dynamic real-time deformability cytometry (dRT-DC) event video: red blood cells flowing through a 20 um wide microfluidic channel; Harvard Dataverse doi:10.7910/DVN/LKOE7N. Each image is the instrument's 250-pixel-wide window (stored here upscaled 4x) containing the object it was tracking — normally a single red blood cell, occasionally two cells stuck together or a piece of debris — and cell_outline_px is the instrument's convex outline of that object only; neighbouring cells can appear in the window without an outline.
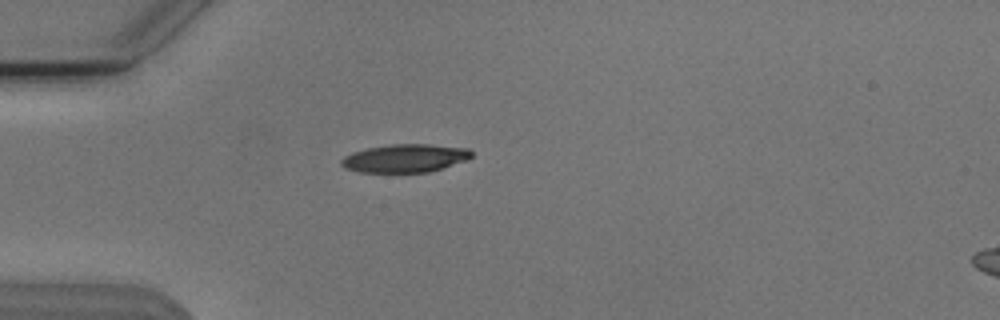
{"species": "Egyptian fruit bat (a non-hibernating species)", "species_latin": "Rousettus aegyptiacus", "temperature_condition": "cold", "stored_images_in_passage": 39, "camera_frame_rate_fps": 3000, "um_per_image_px": 0.085, "animal": {"sex": "male"}, "frame": {"image": 1, "passage_image": 1, "time_ms": 0.0, "image_size_px": [1000, 320], "cell_outline_px": [[472, 156], [464, 160], [428, 172], [360, 172], [344, 168], [340, 164], [340, 160], [344, 156], [352, 152], [368, 148], [388, 144], [432, 144], [468, 148], [472, 152]], "centroid_in_image_um": [34.37, 13.44], "position_along_channel_um": 50.6, "area_um2": 21.27}}
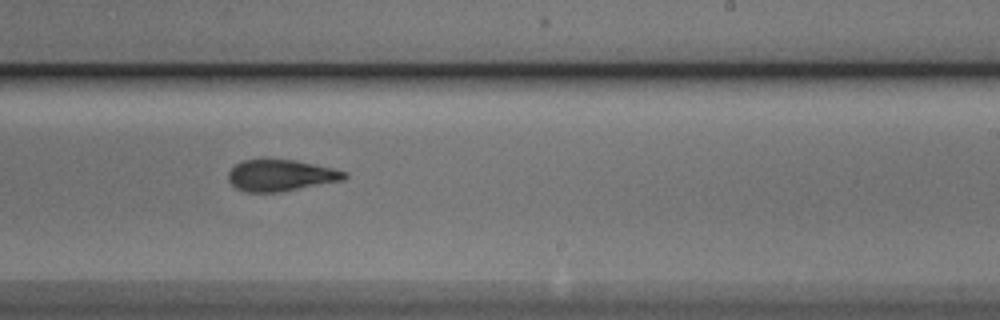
{"frame": {"image": 2, "passage_image": 19, "time_ms": 6.0, "image_size_px": [1000, 320], "cell_outline_px": [[348, 176], [344, 180], [284, 192], [244, 192], [236, 188], [228, 180], [228, 172], [236, 164], [244, 160], [292, 160], [332, 168], [348, 172]], "centroid_in_image_um": [23.88, 14.93], "position_along_channel_um": 265.1, "area_um2": 21.27}}
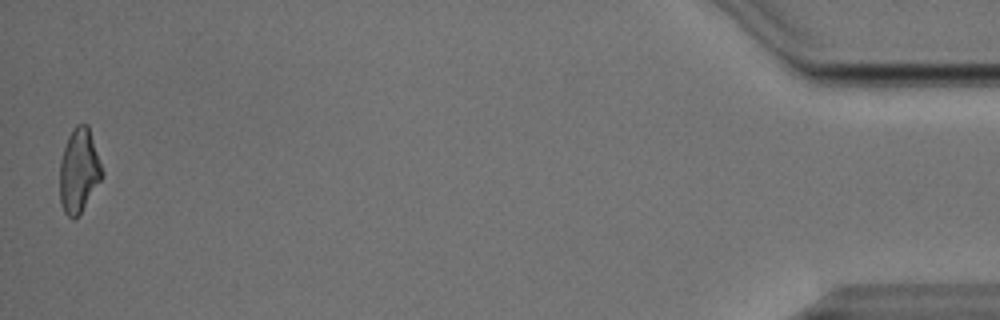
{"frame": {"image": 3, "passage_image": 39, "time_ms": 12.667, "image_size_px": [1000, 320], "cell_outline_px": [[104, 172], [100, 180], [80, 212], [72, 220], [64, 212], [60, 200], [60, 160], [68, 136], [76, 124], [88, 124]], "centroid_in_image_um": [6.7, 14.47], "position_along_channel_um": 428.5, "area_um2": 20.4}, "authors_computed_cell_mechanics": {"area_um2": 21.4438, "velocity_mm_per_s": 3.8158, "shape_relaxation_time_tau1_ms": 4.8998, "shape_relaxation_time_tau2_ms": 3.4532, "deformation_change_tau1": 0.1583, "deformation_change_tau2": 0.1178}}